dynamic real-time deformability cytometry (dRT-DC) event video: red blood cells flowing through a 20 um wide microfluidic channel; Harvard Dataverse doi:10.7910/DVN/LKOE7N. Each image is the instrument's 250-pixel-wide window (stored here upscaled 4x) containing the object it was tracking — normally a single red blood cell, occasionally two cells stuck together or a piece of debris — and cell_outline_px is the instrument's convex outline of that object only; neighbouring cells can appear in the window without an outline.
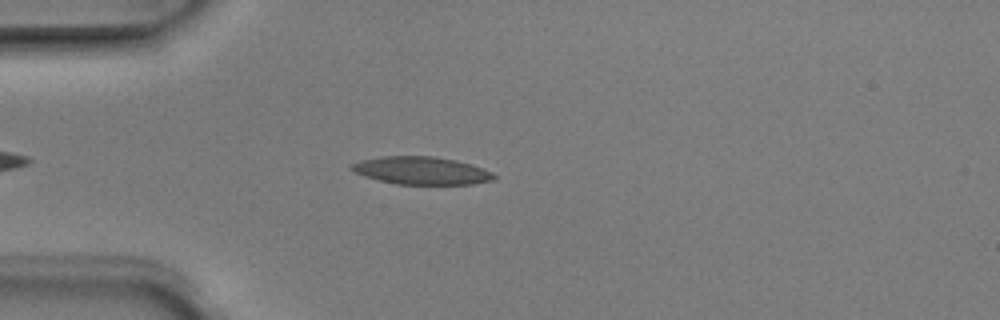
{"species": "Egyptian fruit bat (a non-hibernating species)", "species_latin": "Rousettus aegyptiacus", "temperature_condition": "room temperature", "stored_images_in_passage": 3, "camera_frame_rate_fps": 3000, "um_per_image_px": 0.085, "animal": {"sex": "male"}, "frame": {"image": 1, "passage_image": 3, "time_ms": 0.667, "image_size_px": [1000, 320], "cell_outline_px": [[496, 176], [492, 180], [472, 184], [396, 184], [380, 180], [356, 172], [348, 168], [348, 164], [360, 160], [380, 156], [432, 156], [456, 160], [484, 168], [492, 172]], "centroid_in_image_um": [35.8, 14.49], "position_along_channel_um": 49.2, "area_um2": 22.95}}